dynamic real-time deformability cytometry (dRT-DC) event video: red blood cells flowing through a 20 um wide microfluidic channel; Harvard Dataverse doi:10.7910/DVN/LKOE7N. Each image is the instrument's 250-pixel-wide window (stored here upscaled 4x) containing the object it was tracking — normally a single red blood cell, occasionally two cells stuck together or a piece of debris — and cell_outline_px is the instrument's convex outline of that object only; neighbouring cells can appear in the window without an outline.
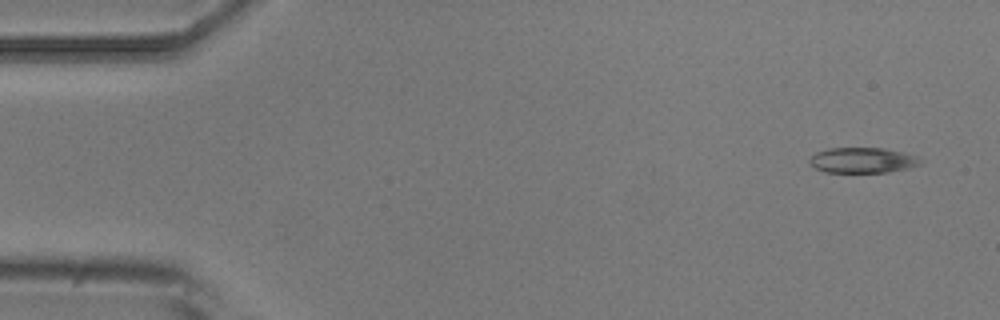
{"species": "common noctule bat (a hibernating species)", "species_latin": "Nyctalus noctula", "temperature_condition": "room temperature", "stored_images_in_passage": 6, "camera_frame_rate_fps": 3000, "um_per_image_px": 0.085, "animal": {"sex": "male", "body_mass_g": 20.5, "forearm_length_mm": 52.5}, "frame": {"image": 1, "passage_image": 1, "time_ms": 0.0, "image_size_px": [1000, 320], "cell_outline_px": [[924, 164], [908, 168], [888, 172], [824, 172], [808, 164], [808, 156], [816, 152], [828, 148], [884, 148], [920, 156], [924, 160]], "centroid_in_image_um": [73.34, 13.62], "position_along_channel_um": 11.7, "area_um2": 16.82}}
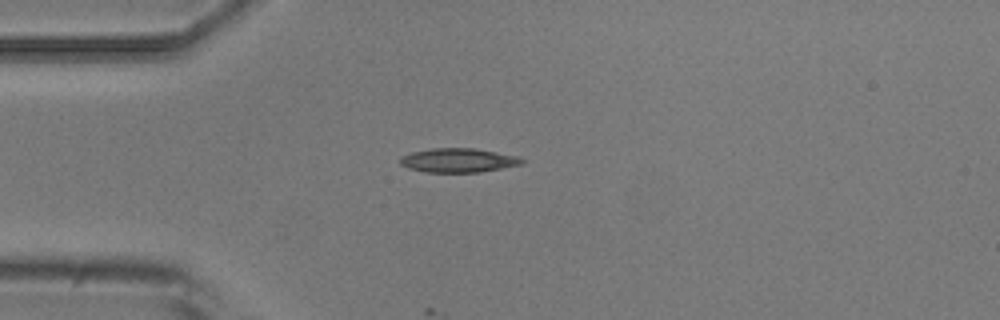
{"frame": {"image": 2, "passage_image": 4, "time_ms": 3.667, "image_size_px": [1000, 320], "cell_outline_px": [[524, 164], [480, 172], [428, 172], [408, 168], [400, 164], [400, 156], [412, 152], [432, 148], [476, 148], [520, 156], [524, 160]], "centroid_in_image_um": [38.99, 13.62], "position_along_channel_um": 46.0, "area_um2": 17.22}}